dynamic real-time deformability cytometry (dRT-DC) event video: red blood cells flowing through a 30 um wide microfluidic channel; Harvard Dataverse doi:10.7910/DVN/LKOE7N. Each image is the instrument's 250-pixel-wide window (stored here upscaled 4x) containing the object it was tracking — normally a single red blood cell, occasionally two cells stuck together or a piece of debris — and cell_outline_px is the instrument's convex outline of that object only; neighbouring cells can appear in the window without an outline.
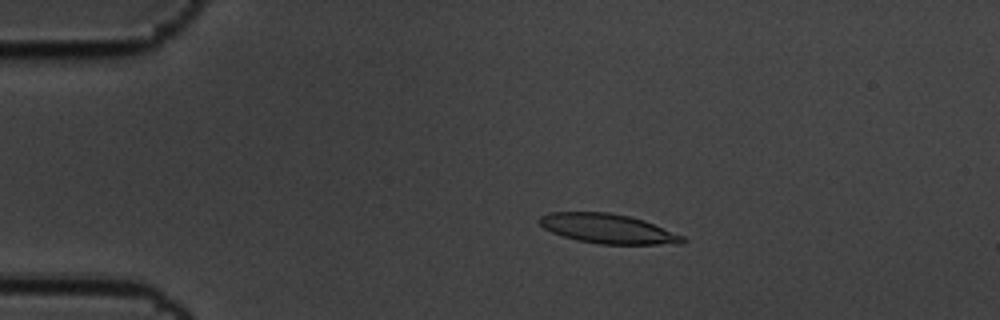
{"species": "common noctule bat (a hibernating species)", "species_latin": "Nyctalus noctula", "temperature_condition": "cold", "stored_images_in_passage": 59, "camera_frame_rate_fps": 3000, "um_per_image_px": 0.085, "animal": {"sex": "male", "body_mass_g": 19.5, "forearm_length_mm": 54.6}, "frame": {"image": 1, "passage_image": 12, "time_ms": 3.667, "image_size_px": [1000, 320], "cell_outline_px": [[688, 240], [684, 244], [600, 244], [576, 240], [552, 232], [544, 228], [536, 220], [540, 216], [548, 212], [608, 212], [628, 216], [644, 220], [684, 236]], "centroid_in_image_um": [51.68, 19.44], "position_along_channel_um": 33.3, "area_um2": 24.74}}
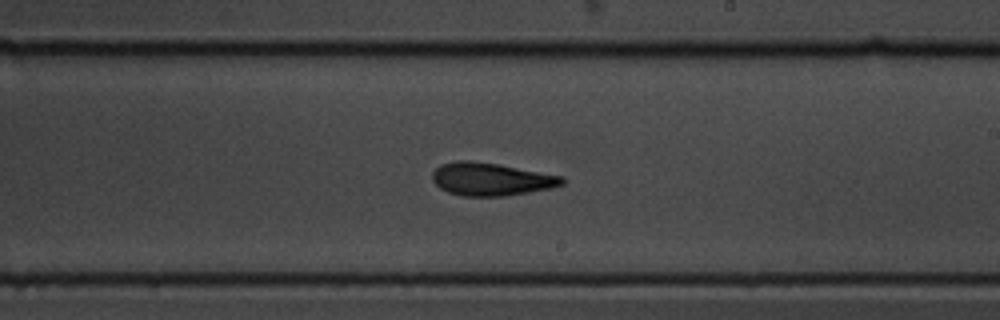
{"frame": {"image": 2, "passage_image": 35, "time_ms": 11.333, "image_size_px": [1000, 320], "cell_outline_px": [[564, 184], [552, 188], [504, 196], [460, 196], [448, 192], [440, 188], [432, 180], [432, 172], [440, 164], [460, 160], [468, 160], [500, 164], [564, 176]], "centroid_in_image_um": [41.74, 15.22], "position_along_channel_um": 247.3, "area_um2": 25.03}}
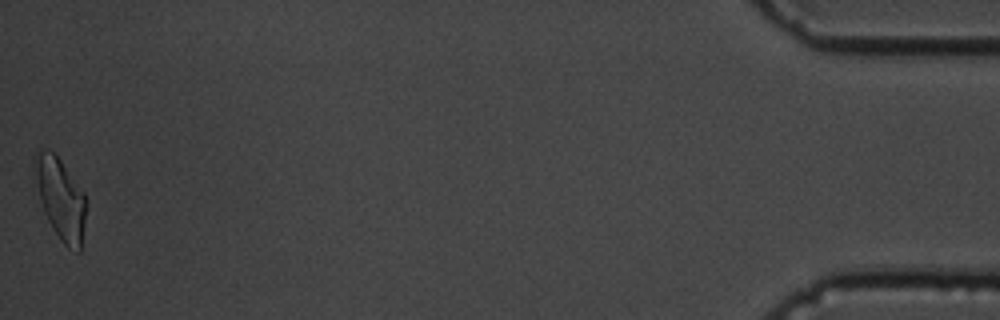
{"frame": {"image": 3, "passage_image": 59, "time_ms": 19.333, "image_size_px": [1000, 320], "cell_outline_px": [[84, 220], [80, 252], [76, 252], [68, 248], [60, 240], [52, 228], [44, 212], [40, 200], [32, 160], [36, 152], [56, 152], [84, 192]], "centroid_in_image_um": [5.13, 16.87], "position_along_channel_um": 430.1, "area_um2": 23.99}, "authors_computed_cell_mechanics": {"area_um2": 24.3338, "velocity_mm_per_s": 3.4097, "shape_relaxation_time_tau1_ms": 4.2416, "shape_relaxation_time_tau2_ms": 3.2363, "deformation_change_tau1": 0.1837, "deformation_change_tau2": 0.1198}}